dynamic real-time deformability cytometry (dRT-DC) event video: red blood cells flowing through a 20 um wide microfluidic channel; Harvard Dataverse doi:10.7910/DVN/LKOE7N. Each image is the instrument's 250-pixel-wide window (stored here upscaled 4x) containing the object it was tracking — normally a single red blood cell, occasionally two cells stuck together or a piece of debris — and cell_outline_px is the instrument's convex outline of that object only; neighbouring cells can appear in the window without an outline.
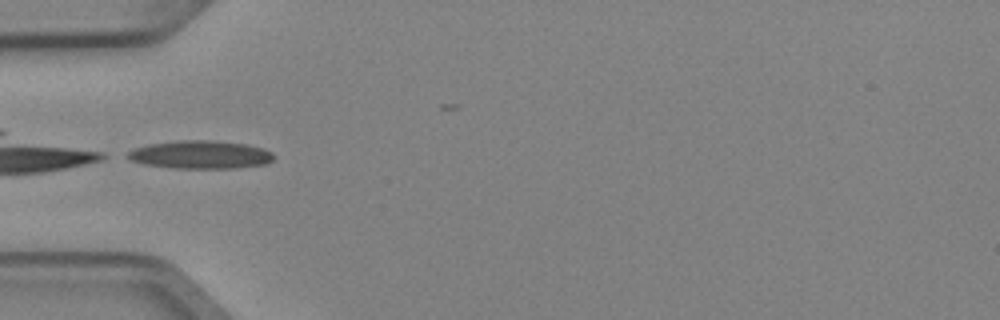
{"species": "Egyptian fruit bat (a non-hibernating species)", "species_latin": "Rousettus aegyptiacus", "temperature_condition": "cold", "stored_images_in_passage": 6, "camera_frame_rate_fps": 3000, "um_per_image_px": 0.085, "animal": {"sex": "female"}, "frame": {"image": 1, "passage_image": 5, "time_ms": 1.333, "image_size_px": [1000, 320], "cell_outline_px": [[272, 160], [268, 164], [236, 168], [176, 168], [144, 164], [128, 160], [120, 156], [132, 148], [148, 144], [180, 140], [212, 140], [244, 144], [264, 148], [272, 152]], "centroid_in_image_um": [16.95, 13.14], "position_along_channel_um": 68.1, "area_um2": 24.28}}